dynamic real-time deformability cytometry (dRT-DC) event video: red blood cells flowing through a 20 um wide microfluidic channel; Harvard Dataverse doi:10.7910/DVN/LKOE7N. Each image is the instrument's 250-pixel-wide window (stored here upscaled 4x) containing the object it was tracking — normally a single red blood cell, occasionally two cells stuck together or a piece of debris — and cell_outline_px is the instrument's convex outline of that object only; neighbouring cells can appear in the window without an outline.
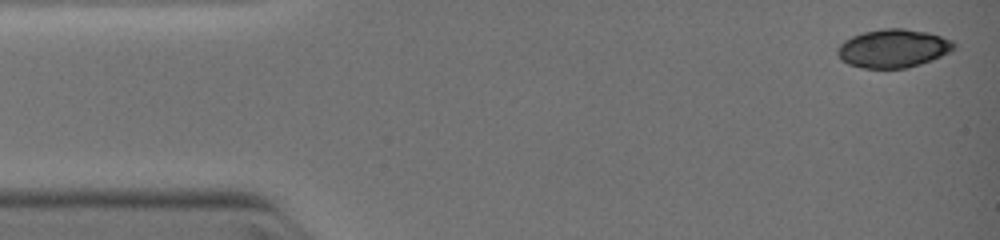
{"species": "common noctule bat (a hibernating species)", "species_latin": "Nyctalus noctula", "temperature_condition": "warm", "stored_images_in_passage": 4, "camera_frame_rate_fps": 3000, "um_per_image_px": 0.085, "animal": {"sex": "female", "body_mass_g": 19.0, "forearm_length_mm": 51.5}, "frame": {"image": 1, "passage_image": 1, "time_ms": 0.0, "image_size_px": [1000, 240], "cell_outline_px": [[956, 48], [932, 60], [908, 68], [864, 68], [848, 64], [840, 60], [836, 52], [836, 48], [844, 40], [852, 36], [864, 32], [884, 28], [904, 28], [928, 32], [952, 40], [956, 44]], "centroid_in_image_um": [75.9, 4.11], "position_along_channel_um": 9.1, "area_um2": 26.18}}
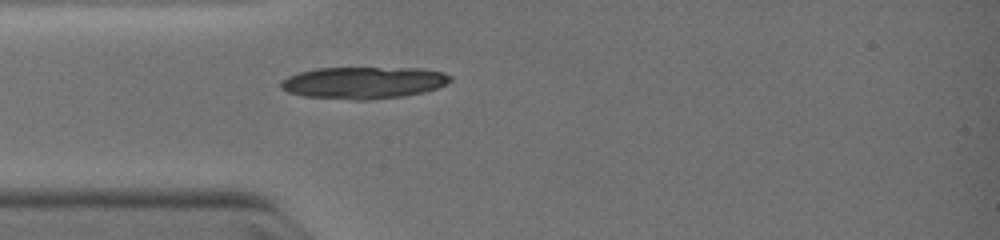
{"frame": {"image": 2, "passage_image": 4, "time_ms": 3.0, "image_size_px": [1000, 240], "cell_outline_px": [[452, 80], [448, 84], [436, 88], [420, 92], [400, 96], [368, 100], [352, 100], [304, 96], [288, 92], [280, 88], [280, 80], [288, 76], [300, 72], [316, 68], [420, 68], [444, 72], [452, 76]], "centroid_in_image_um": [30.89, 7.02], "position_along_channel_um": 54.1, "area_um2": 31.56}}